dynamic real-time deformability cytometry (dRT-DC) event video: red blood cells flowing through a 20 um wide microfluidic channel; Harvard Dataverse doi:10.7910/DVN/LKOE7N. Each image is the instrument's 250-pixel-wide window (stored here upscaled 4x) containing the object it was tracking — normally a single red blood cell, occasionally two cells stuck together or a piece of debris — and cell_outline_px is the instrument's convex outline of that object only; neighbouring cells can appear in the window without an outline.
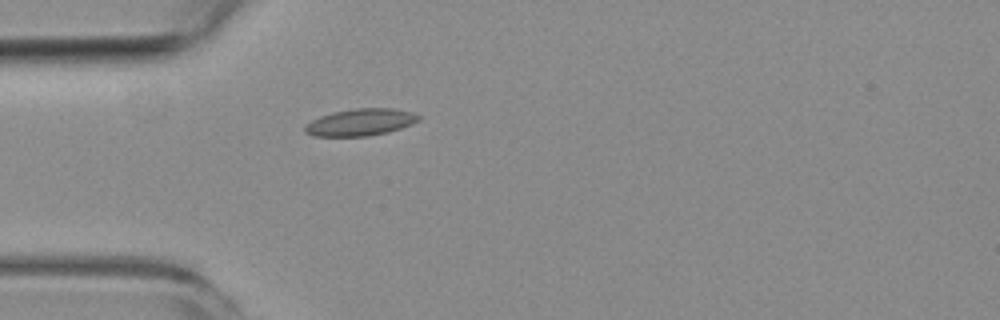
{"species": "common noctule bat (a hibernating species)", "species_latin": "Nyctalus noctula", "temperature_condition": "room temperature", "stored_images_in_passage": 6, "camera_frame_rate_fps": 3000, "um_per_image_px": 0.085, "animal": {"sex": "female", "body_mass_g": 19.3, "forearm_length_mm": 54.1}, "frame": {"image": 1, "passage_image": 6, "time_ms": 6.0, "image_size_px": [1000, 320], "cell_outline_px": [[420, 120], [412, 124], [388, 132], [368, 136], [312, 136], [304, 132], [304, 124], [320, 116], [332, 112], [356, 108], [392, 108], [412, 112], [420, 116]], "centroid_in_image_um": [30.62, 10.39], "position_along_channel_um": 54.4, "area_um2": 17.98}}